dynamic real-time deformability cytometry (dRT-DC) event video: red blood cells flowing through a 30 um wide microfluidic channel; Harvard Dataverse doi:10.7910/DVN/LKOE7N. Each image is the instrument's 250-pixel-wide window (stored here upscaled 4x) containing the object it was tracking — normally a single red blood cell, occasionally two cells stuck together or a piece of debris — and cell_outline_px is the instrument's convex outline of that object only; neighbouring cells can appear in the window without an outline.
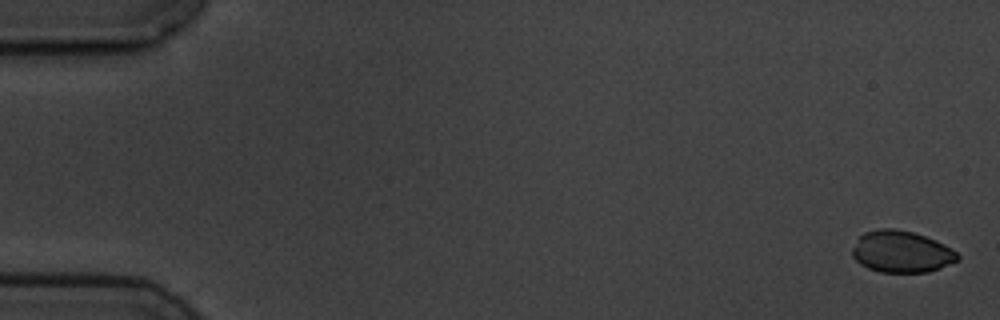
{"species": "common noctule bat (a hibernating species)", "species_latin": "Nyctalus noctula", "temperature_condition": "cold", "stored_images_in_passage": 5, "camera_frame_rate_fps": 3000, "um_per_image_px": 0.085, "animal": {"sex": "male", "body_mass_g": 19.5, "forearm_length_mm": 54.6}, "frame": {"image": 1, "passage_image": 1, "time_ms": 0.0, "image_size_px": [1000, 320], "cell_outline_px": [[960, 260], [940, 268], [928, 272], [880, 272], [868, 268], [860, 264], [852, 256], [852, 248], [860, 236], [864, 232], [880, 228], [896, 228], [912, 232], [936, 240], [952, 248], [960, 256]], "centroid_in_image_um": [76.63, 21.39], "position_along_channel_um": 8.4, "area_um2": 25.72}}